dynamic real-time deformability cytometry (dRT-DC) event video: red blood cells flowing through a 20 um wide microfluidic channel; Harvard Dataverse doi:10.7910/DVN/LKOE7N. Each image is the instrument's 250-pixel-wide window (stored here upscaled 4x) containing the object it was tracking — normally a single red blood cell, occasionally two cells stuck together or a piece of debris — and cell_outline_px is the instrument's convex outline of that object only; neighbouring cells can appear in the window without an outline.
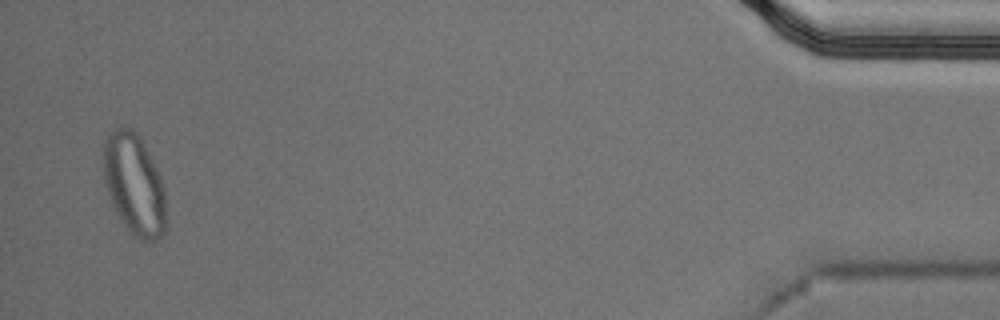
{"species": "Egyptian fruit bat (a non-hibernating species)", "species_latin": "Rousettus aegyptiacus", "temperature_condition": "cold", "stored_images_in_passage": 49, "segment_of_instrument_passage": [2, 2], "camera_frame_rate_fps": 3000, "um_per_image_px": 0.085, "animal": {"sex": "male"}, "frame": {"image": 1, "passage_image": 48, "time_ms": 15.667, "image_size_px": [1000, 320], "cell_outline_px": [[164, 232], [156, 240], [144, 240], [136, 236], [124, 224], [116, 212], [112, 204], [104, 180], [104, 140], [116, 128], [132, 128], [136, 132], [156, 168], [160, 176], [164, 188]], "centroid_in_image_um": [11.39, 15.66], "position_along_channel_um": 423.8, "area_um2": 35.78}}